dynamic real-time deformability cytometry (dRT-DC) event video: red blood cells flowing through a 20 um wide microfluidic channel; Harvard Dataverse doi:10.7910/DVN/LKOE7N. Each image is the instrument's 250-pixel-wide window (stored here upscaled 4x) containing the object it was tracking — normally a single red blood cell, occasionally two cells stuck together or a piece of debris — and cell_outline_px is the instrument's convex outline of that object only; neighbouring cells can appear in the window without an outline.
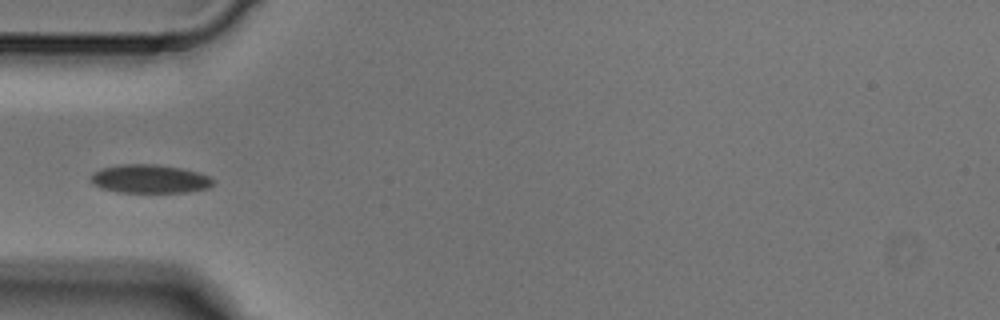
{"species": "Egyptian fruit bat (a non-hibernating species)", "species_latin": "Rousettus aegyptiacus", "temperature_condition": "cold", "stored_images_in_passage": 4, "camera_frame_rate_fps": 3000, "um_per_image_px": 0.085, "animal": {"sex": "male"}, "frame": {"image": 1, "passage_image": 4, "time_ms": 1.0, "image_size_px": [1000, 320], "cell_outline_px": [[216, 180], [208, 188], [188, 192], [116, 192], [100, 188], [92, 184], [88, 176], [92, 172], [100, 168], [120, 164], [160, 164], [180, 168], [196, 172], [208, 176]], "centroid_in_image_um": [12.66, 15.2], "position_along_channel_um": 72.3, "area_um2": 20.63}}